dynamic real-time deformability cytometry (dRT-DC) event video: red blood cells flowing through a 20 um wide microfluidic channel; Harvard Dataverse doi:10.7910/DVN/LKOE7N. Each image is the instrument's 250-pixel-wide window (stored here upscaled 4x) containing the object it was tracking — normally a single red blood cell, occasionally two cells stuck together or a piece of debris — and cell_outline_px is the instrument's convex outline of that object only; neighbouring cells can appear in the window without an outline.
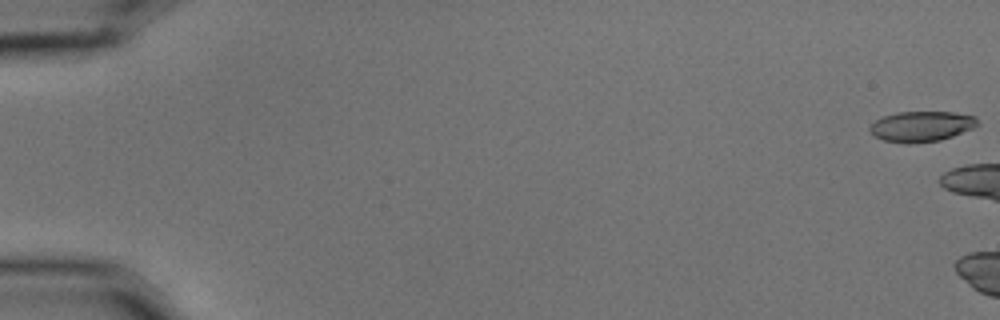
{"species": "common noctule bat (a hibernating species)", "species_latin": "Nyctalus noctula", "temperature_condition": "cold", "stored_images_in_passage": 3, "camera_frame_rate_fps": 3000, "um_per_image_px": 0.085, "animal": {"sex": "male", "body_mass_g": 15.6}, "frame": {"image": 1, "passage_image": 1, "time_ms": 0.0, "image_size_px": [1000, 320], "cell_outline_px": [[980, 124], [972, 128], [952, 136], [940, 140], [908, 144], [884, 140], [876, 136], [868, 128], [876, 120], [884, 116], [896, 112], [952, 112], [976, 116]], "centroid_in_image_um": [78.35, 10.73], "position_along_channel_um": 6.7, "area_um2": 18.96}}